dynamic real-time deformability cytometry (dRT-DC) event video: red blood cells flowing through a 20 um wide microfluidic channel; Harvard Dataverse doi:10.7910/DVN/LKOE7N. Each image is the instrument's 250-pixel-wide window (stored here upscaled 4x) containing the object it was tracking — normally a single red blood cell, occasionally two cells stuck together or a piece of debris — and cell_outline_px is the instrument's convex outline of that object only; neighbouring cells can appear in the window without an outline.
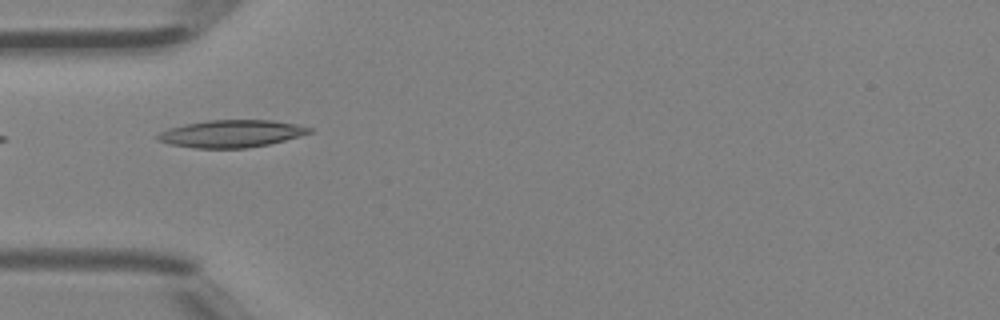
{"species": "Egyptian fruit bat (a non-hibernating species)", "species_latin": "Rousettus aegyptiacus", "temperature_condition": "room temperature", "stored_images_in_passage": 5, "camera_frame_rate_fps": 3000, "um_per_image_px": 0.085, "animal": {"sex": "female"}, "frame": {"image": 1, "passage_image": 4, "time_ms": 1.0, "image_size_px": [1000, 320], "cell_outline_px": [[312, 132], [284, 140], [268, 144], [244, 148], [196, 148], [168, 144], [156, 140], [156, 136], [160, 132], [168, 128], [184, 124], [208, 120], [272, 120], [296, 124], [312, 128]], "centroid_in_image_um": [19.61, 11.36], "position_along_channel_um": 65.4, "area_um2": 24.1}}
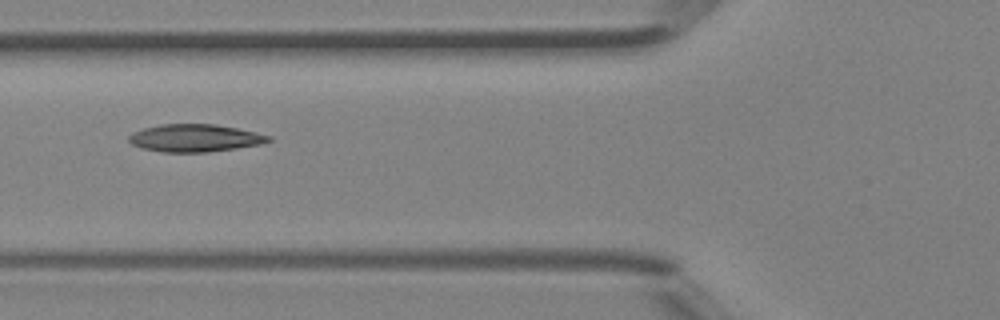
{"frame": {"image": 2, "passage_image": 5, "time_ms": 1.333, "image_size_px": [1000, 320], "cell_outline_px": [[272, 140], [260, 144], [236, 148], [208, 152], [164, 152], [144, 148], [132, 144], [128, 140], [128, 136], [132, 132], [144, 128], [160, 124], [216, 124], [256, 132], [272, 136]], "centroid_in_image_um": [16.57, 11.72], "position_along_channel_um": 109.2, "area_um2": 22.37}}